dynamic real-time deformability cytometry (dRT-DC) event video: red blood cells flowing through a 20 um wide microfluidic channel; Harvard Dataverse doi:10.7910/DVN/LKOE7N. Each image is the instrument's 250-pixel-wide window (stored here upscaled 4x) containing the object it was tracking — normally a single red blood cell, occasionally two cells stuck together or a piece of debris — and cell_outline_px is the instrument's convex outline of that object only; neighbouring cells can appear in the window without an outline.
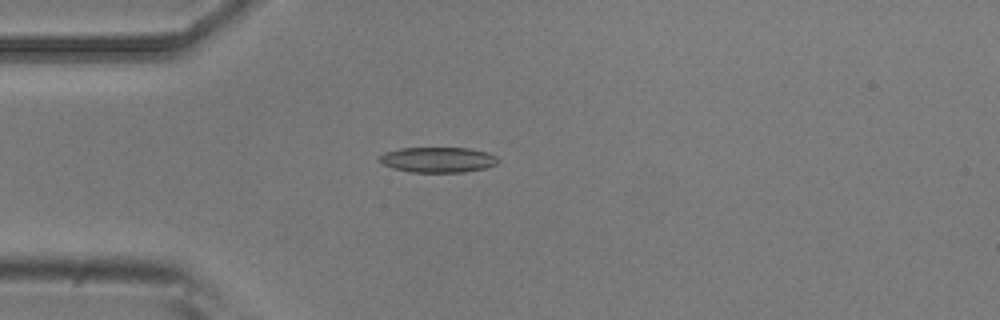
{"species": "common noctule bat (a hibernating species)", "species_latin": "Nyctalus noctula", "temperature_condition": "room temperature", "stored_images_in_passage": 3, "camera_frame_rate_fps": 3000, "um_per_image_px": 0.085, "animal": {"sex": "male", "body_mass_g": 20.5, "forearm_length_mm": 52.5}, "frame": {"image": 1, "passage_image": 2, "time_ms": 0.333, "image_size_px": [1000, 320], "cell_outline_px": [[500, 160], [496, 164], [488, 168], [464, 172], [408, 172], [392, 168], [384, 164], [380, 160], [380, 156], [384, 152], [400, 148], [468, 148], [488, 152], [496, 156]], "centroid_in_image_um": [37.26, 13.58], "position_along_channel_um": 47.7, "area_um2": 17.63}}